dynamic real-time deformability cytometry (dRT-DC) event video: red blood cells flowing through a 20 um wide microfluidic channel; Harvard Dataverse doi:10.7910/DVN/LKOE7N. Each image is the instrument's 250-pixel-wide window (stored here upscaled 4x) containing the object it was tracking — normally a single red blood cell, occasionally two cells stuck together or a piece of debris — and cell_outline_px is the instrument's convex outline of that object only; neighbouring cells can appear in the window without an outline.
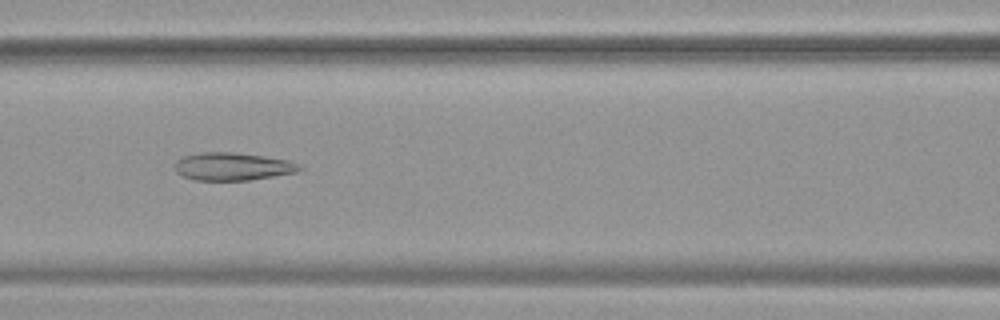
{"species": "common noctule bat (a hibernating species)", "species_latin": "Nyctalus noctula", "temperature_condition": "warm", "stored_images_in_passage": 36, "camera_frame_rate_fps": 3000, "um_per_image_px": 0.085, "animal": {"sex": "female", "body_mass_g": 19.9}, "frame": {"image": 1, "passage_image": 9, "time_ms": 2.667, "image_size_px": [1000, 320], "cell_outline_px": [[304, 168], [296, 172], [248, 180], [192, 180], [180, 176], [176, 172], [176, 160], [184, 156], [200, 152], [236, 152], [264, 156], [288, 160], [300, 164]], "centroid_in_image_um": [19.75, 14.15], "position_along_channel_um": 146.8, "area_um2": 20.29}}
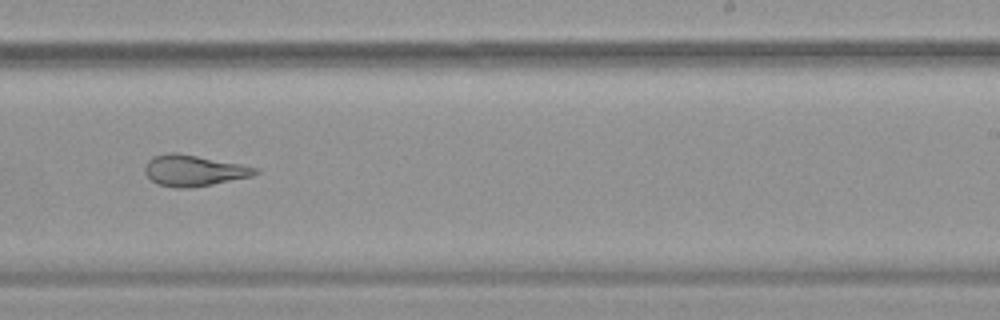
{"frame": {"image": 2, "passage_image": 19, "time_ms": 6.0, "image_size_px": [1000, 320], "cell_outline_px": [[260, 172], [252, 176], [212, 184], [188, 188], [176, 188], [156, 184], [144, 172], [144, 168], [148, 160], [152, 156], [168, 152], [176, 152], [240, 164], [260, 168]], "centroid_in_image_um": [16.45, 14.49], "position_along_channel_um": 272.6, "area_um2": 20.0}}
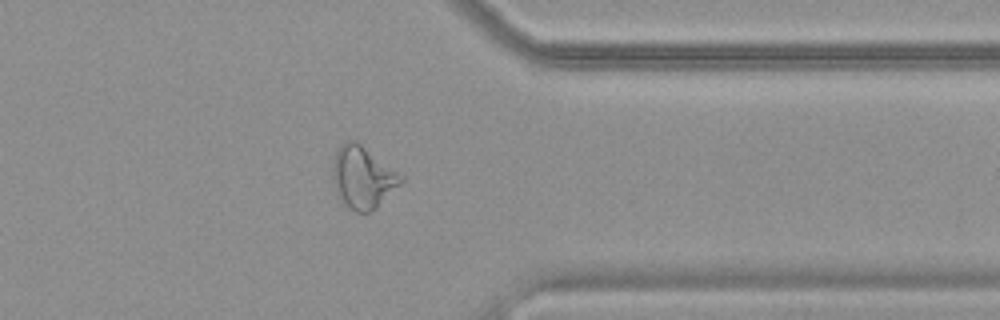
{"frame": {"image": 3, "passage_image": 28, "time_ms": 9.0, "image_size_px": [1000, 320], "cell_outline_px": [[404, 180], [376, 208], [368, 212], [356, 212], [348, 208], [344, 204], [336, 192], [332, 176], [332, 160], [340, 144], [348, 140], [356, 140], [404, 176]], "centroid_in_image_um": [30.81, 15.06], "position_along_channel_um": 380.6, "area_um2": 24.74}}